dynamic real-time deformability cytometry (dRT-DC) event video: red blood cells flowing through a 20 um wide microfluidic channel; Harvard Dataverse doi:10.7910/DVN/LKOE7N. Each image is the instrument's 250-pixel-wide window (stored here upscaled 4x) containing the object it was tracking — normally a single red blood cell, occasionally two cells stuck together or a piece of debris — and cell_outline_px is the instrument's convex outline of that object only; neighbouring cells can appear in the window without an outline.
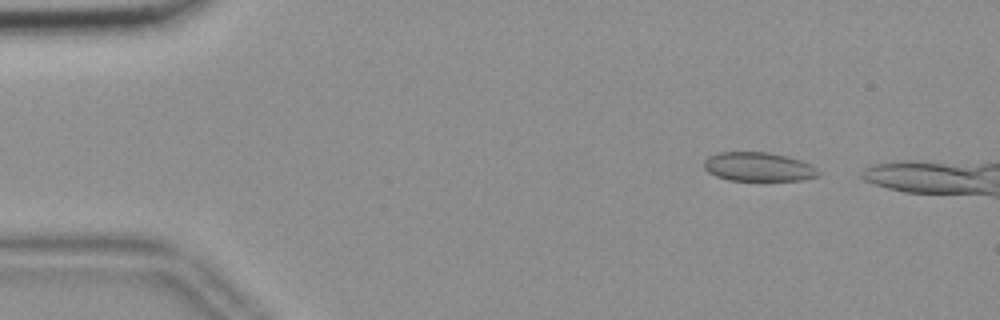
{"species": "common noctule bat (a hibernating species)", "species_latin": "Nyctalus noctula", "temperature_condition": "room temperature", "stored_images_in_passage": 47, "camera_frame_rate_fps": 3000, "um_per_image_px": 0.085, "animal": {"sex": "female", "body_mass_g": 18.4}, "frame": {"image": 1, "passage_image": 5, "time_ms": 1.333, "image_size_px": [1000, 320], "cell_outline_px": [[820, 172], [816, 176], [804, 180], [728, 180], [716, 176], [708, 172], [704, 168], [704, 160], [708, 156], [720, 152], [768, 152], [788, 156], [812, 164]], "centroid_in_image_um": [64.46, 14.17], "position_along_channel_um": 20.5, "area_um2": 19.36}}
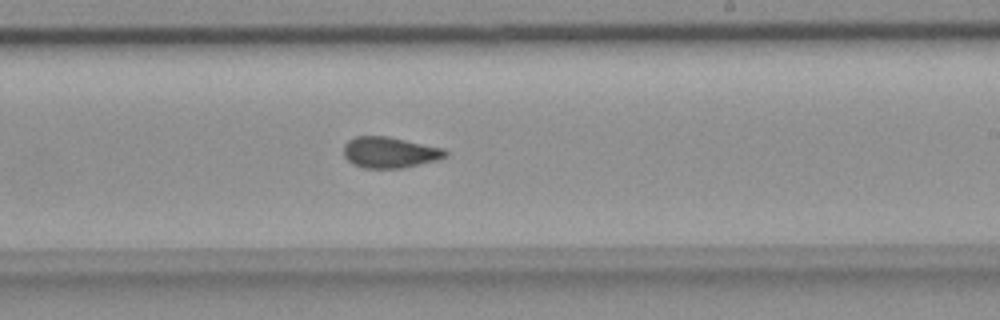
{"frame": {"image": 2, "passage_image": 31, "time_ms": 10.0, "image_size_px": [1000, 320], "cell_outline_px": [[448, 156], [436, 160], [404, 168], [364, 168], [352, 164], [344, 156], [344, 144], [348, 140], [356, 136], [384, 136], [444, 148], [448, 152]], "centroid_in_image_um": [33.12, 12.96], "position_along_channel_um": 255.9, "area_um2": 18.32}}
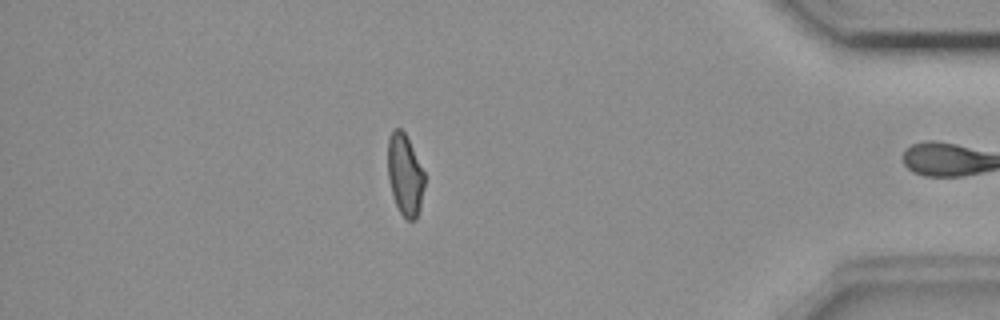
{"frame": {"image": 3, "passage_image": 46, "time_ms": 15.0, "image_size_px": [1000, 320], "cell_outline_px": [[424, 188], [420, 208], [416, 220], [408, 220], [400, 212], [396, 204], [392, 192], [388, 176], [388, 136], [396, 128], [400, 128], [404, 132], [424, 172]], "centroid_in_image_um": [34.42, 14.88], "position_along_channel_um": 400.8, "area_um2": 17.11}, "authors_computed_cell_mechanics": {"area_um2": 18.7272, "velocity_mm_per_s": 3.6876, "shape_relaxation_time_tau1_ms": null, "shape_relaxation_time_tau2_ms": 1.3404, "deformation_change_tau1": null, "deformation_change_tau2": 0.0745}}